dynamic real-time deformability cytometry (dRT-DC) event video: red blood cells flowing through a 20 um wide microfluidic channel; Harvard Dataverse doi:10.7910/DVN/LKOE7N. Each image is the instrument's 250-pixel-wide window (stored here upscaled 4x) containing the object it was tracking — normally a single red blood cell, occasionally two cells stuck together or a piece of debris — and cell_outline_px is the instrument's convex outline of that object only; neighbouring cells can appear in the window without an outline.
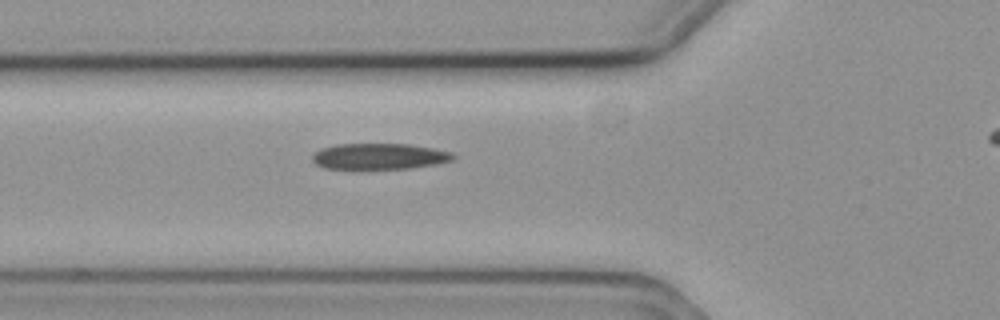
{"species": "common noctule bat (a hibernating species)", "species_latin": "Nyctalus noctula", "temperature_condition": "cold", "stored_images_in_passage": 3, "camera_frame_rate_fps": 3000, "um_per_image_px": 0.085, "animal": {"sex": "female", "body_mass_g": 19.3, "forearm_length_mm": 54.1}, "frame": {"image": 1, "passage_image": 3, "time_ms": 0.667, "image_size_px": [1000, 320], "cell_outline_px": [[456, 156], [452, 160], [436, 164], [412, 168], [324, 168], [316, 164], [312, 160], [312, 156], [320, 148], [336, 144], [408, 144], [432, 148], [452, 152]], "centroid_in_image_um": [32.25, 13.28], "position_along_channel_um": 93.6, "area_um2": 21.15}}